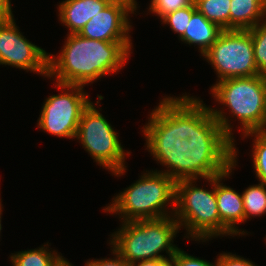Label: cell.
<instances>
[{
  "label": "cell",
  "mask_w": 266,
  "mask_h": 266,
  "mask_svg": "<svg viewBox=\"0 0 266 266\" xmlns=\"http://www.w3.org/2000/svg\"><path fill=\"white\" fill-rule=\"evenodd\" d=\"M109 4H138L137 0H105Z\"/></svg>",
  "instance_id": "27"
},
{
  "label": "cell",
  "mask_w": 266,
  "mask_h": 266,
  "mask_svg": "<svg viewBox=\"0 0 266 266\" xmlns=\"http://www.w3.org/2000/svg\"><path fill=\"white\" fill-rule=\"evenodd\" d=\"M172 258L174 259L175 266H217V260L211 263L208 260L191 256L180 248L177 249Z\"/></svg>",
  "instance_id": "22"
},
{
  "label": "cell",
  "mask_w": 266,
  "mask_h": 266,
  "mask_svg": "<svg viewBox=\"0 0 266 266\" xmlns=\"http://www.w3.org/2000/svg\"><path fill=\"white\" fill-rule=\"evenodd\" d=\"M161 266H175L174 259L172 257L167 259Z\"/></svg>",
  "instance_id": "29"
},
{
  "label": "cell",
  "mask_w": 266,
  "mask_h": 266,
  "mask_svg": "<svg viewBox=\"0 0 266 266\" xmlns=\"http://www.w3.org/2000/svg\"><path fill=\"white\" fill-rule=\"evenodd\" d=\"M199 179L206 180L211 188L198 187ZM174 216L180 229H186L184 237L191 241L207 243L221 237L216 199V153L199 152L179 172L175 183Z\"/></svg>",
  "instance_id": "3"
},
{
  "label": "cell",
  "mask_w": 266,
  "mask_h": 266,
  "mask_svg": "<svg viewBox=\"0 0 266 266\" xmlns=\"http://www.w3.org/2000/svg\"><path fill=\"white\" fill-rule=\"evenodd\" d=\"M222 31L223 29L207 20L202 13L196 10L192 14L184 34L178 39L189 46L197 45L201 56H203Z\"/></svg>",
  "instance_id": "13"
},
{
  "label": "cell",
  "mask_w": 266,
  "mask_h": 266,
  "mask_svg": "<svg viewBox=\"0 0 266 266\" xmlns=\"http://www.w3.org/2000/svg\"><path fill=\"white\" fill-rule=\"evenodd\" d=\"M175 216L121 222L111 233L109 245L128 263L152 259H169L179 248L174 238L180 232ZM168 255H162L165 252Z\"/></svg>",
  "instance_id": "5"
},
{
  "label": "cell",
  "mask_w": 266,
  "mask_h": 266,
  "mask_svg": "<svg viewBox=\"0 0 266 266\" xmlns=\"http://www.w3.org/2000/svg\"><path fill=\"white\" fill-rule=\"evenodd\" d=\"M217 266H257L248 258L241 257L236 254L223 252L216 256Z\"/></svg>",
  "instance_id": "23"
},
{
  "label": "cell",
  "mask_w": 266,
  "mask_h": 266,
  "mask_svg": "<svg viewBox=\"0 0 266 266\" xmlns=\"http://www.w3.org/2000/svg\"><path fill=\"white\" fill-rule=\"evenodd\" d=\"M231 0H193L203 16L223 30H229Z\"/></svg>",
  "instance_id": "16"
},
{
  "label": "cell",
  "mask_w": 266,
  "mask_h": 266,
  "mask_svg": "<svg viewBox=\"0 0 266 266\" xmlns=\"http://www.w3.org/2000/svg\"><path fill=\"white\" fill-rule=\"evenodd\" d=\"M138 7L140 8L138 4H108L78 34L105 42H132L130 14H134Z\"/></svg>",
  "instance_id": "11"
},
{
  "label": "cell",
  "mask_w": 266,
  "mask_h": 266,
  "mask_svg": "<svg viewBox=\"0 0 266 266\" xmlns=\"http://www.w3.org/2000/svg\"><path fill=\"white\" fill-rule=\"evenodd\" d=\"M209 89L214 100L227 107L230 117L223 106L208 107L186 92L179 97L164 96L165 117L199 152L224 153L236 142L229 118L240 121L242 135L260 130L266 114V75L229 78Z\"/></svg>",
  "instance_id": "1"
},
{
  "label": "cell",
  "mask_w": 266,
  "mask_h": 266,
  "mask_svg": "<svg viewBox=\"0 0 266 266\" xmlns=\"http://www.w3.org/2000/svg\"><path fill=\"white\" fill-rule=\"evenodd\" d=\"M108 4L105 0H62L57 4V16L61 24L68 28V34L79 33Z\"/></svg>",
  "instance_id": "12"
},
{
  "label": "cell",
  "mask_w": 266,
  "mask_h": 266,
  "mask_svg": "<svg viewBox=\"0 0 266 266\" xmlns=\"http://www.w3.org/2000/svg\"><path fill=\"white\" fill-rule=\"evenodd\" d=\"M259 131L266 135V114H265L264 122H263V124H262V126H261Z\"/></svg>",
  "instance_id": "31"
},
{
  "label": "cell",
  "mask_w": 266,
  "mask_h": 266,
  "mask_svg": "<svg viewBox=\"0 0 266 266\" xmlns=\"http://www.w3.org/2000/svg\"><path fill=\"white\" fill-rule=\"evenodd\" d=\"M245 222L266 215V184L250 185L242 192Z\"/></svg>",
  "instance_id": "17"
},
{
  "label": "cell",
  "mask_w": 266,
  "mask_h": 266,
  "mask_svg": "<svg viewBox=\"0 0 266 266\" xmlns=\"http://www.w3.org/2000/svg\"><path fill=\"white\" fill-rule=\"evenodd\" d=\"M55 266H74L70 261H68L64 256L56 263Z\"/></svg>",
  "instance_id": "28"
},
{
  "label": "cell",
  "mask_w": 266,
  "mask_h": 266,
  "mask_svg": "<svg viewBox=\"0 0 266 266\" xmlns=\"http://www.w3.org/2000/svg\"><path fill=\"white\" fill-rule=\"evenodd\" d=\"M132 42H105L67 34L61 52L48 53V76L57 83L84 86L119 73L133 53ZM132 50V51H131Z\"/></svg>",
  "instance_id": "4"
},
{
  "label": "cell",
  "mask_w": 266,
  "mask_h": 266,
  "mask_svg": "<svg viewBox=\"0 0 266 266\" xmlns=\"http://www.w3.org/2000/svg\"><path fill=\"white\" fill-rule=\"evenodd\" d=\"M196 10V5L192 3L187 7L178 9L165 15L160 20L162 22L161 24L170 26L169 28L173 31V33L178 34V37L180 38L184 34L188 22L190 21L192 14Z\"/></svg>",
  "instance_id": "20"
},
{
  "label": "cell",
  "mask_w": 266,
  "mask_h": 266,
  "mask_svg": "<svg viewBox=\"0 0 266 266\" xmlns=\"http://www.w3.org/2000/svg\"><path fill=\"white\" fill-rule=\"evenodd\" d=\"M253 137V146L251 156L253 161V170L259 182L266 184V135L260 131H253L243 134L241 138Z\"/></svg>",
  "instance_id": "18"
},
{
  "label": "cell",
  "mask_w": 266,
  "mask_h": 266,
  "mask_svg": "<svg viewBox=\"0 0 266 266\" xmlns=\"http://www.w3.org/2000/svg\"><path fill=\"white\" fill-rule=\"evenodd\" d=\"M112 258L88 259L85 266H131L122 256H120L114 249H110Z\"/></svg>",
  "instance_id": "24"
},
{
  "label": "cell",
  "mask_w": 266,
  "mask_h": 266,
  "mask_svg": "<svg viewBox=\"0 0 266 266\" xmlns=\"http://www.w3.org/2000/svg\"><path fill=\"white\" fill-rule=\"evenodd\" d=\"M167 259L144 260L131 264V266H161Z\"/></svg>",
  "instance_id": "26"
},
{
  "label": "cell",
  "mask_w": 266,
  "mask_h": 266,
  "mask_svg": "<svg viewBox=\"0 0 266 266\" xmlns=\"http://www.w3.org/2000/svg\"><path fill=\"white\" fill-rule=\"evenodd\" d=\"M193 3V0H151L148 13L155 14L161 20L165 15L178 9L187 7Z\"/></svg>",
  "instance_id": "21"
},
{
  "label": "cell",
  "mask_w": 266,
  "mask_h": 266,
  "mask_svg": "<svg viewBox=\"0 0 266 266\" xmlns=\"http://www.w3.org/2000/svg\"><path fill=\"white\" fill-rule=\"evenodd\" d=\"M48 243L35 249L11 253L12 255H9L11 266H55L63 256L55 249L50 250Z\"/></svg>",
  "instance_id": "15"
},
{
  "label": "cell",
  "mask_w": 266,
  "mask_h": 266,
  "mask_svg": "<svg viewBox=\"0 0 266 266\" xmlns=\"http://www.w3.org/2000/svg\"><path fill=\"white\" fill-rule=\"evenodd\" d=\"M1 195V194H0ZM2 199H1V197H0V236H1V230H2V224H1V222H2V210H3V205H2V201H1ZM1 238V237H0Z\"/></svg>",
  "instance_id": "30"
},
{
  "label": "cell",
  "mask_w": 266,
  "mask_h": 266,
  "mask_svg": "<svg viewBox=\"0 0 266 266\" xmlns=\"http://www.w3.org/2000/svg\"><path fill=\"white\" fill-rule=\"evenodd\" d=\"M14 16L0 17V65L48 76V52L26 39Z\"/></svg>",
  "instance_id": "10"
},
{
  "label": "cell",
  "mask_w": 266,
  "mask_h": 266,
  "mask_svg": "<svg viewBox=\"0 0 266 266\" xmlns=\"http://www.w3.org/2000/svg\"><path fill=\"white\" fill-rule=\"evenodd\" d=\"M238 149L233 143L224 153H216V199L221 220V237L247 235L239 224L245 222L242 193L221 181L230 178L238 161ZM232 172V173H231ZM239 228V229H238Z\"/></svg>",
  "instance_id": "9"
},
{
  "label": "cell",
  "mask_w": 266,
  "mask_h": 266,
  "mask_svg": "<svg viewBox=\"0 0 266 266\" xmlns=\"http://www.w3.org/2000/svg\"><path fill=\"white\" fill-rule=\"evenodd\" d=\"M258 72L266 75V20L250 29Z\"/></svg>",
  "instance_id": "19"
},
{
  "label": "cell",
  "mask_w": 266,
  "mask_h": 266,
  "mask_svg": "<svg viewBox=\"0 0 266 266\" xmlns=\"http://www.w3.org/2000/svg\"><path fill=\"white\" fill-rule=\"evenodd\" d=\"M266 20V0H231L229 30H250Z\"/></svg>",
  "instance_id": "14"
},
{
  "label": "cell",
  "mask_w": 266,
  "mask_h": 266,
  "mask_svg": "<svg viewBox=\"0 0 266 266\" xmlns=\"http://www.w3.org/2000/svg\"><path fill=\"white\" fill-rule=\"evenodd\" d=\"M12 3L11 0H0V17H12Z\"/></svg>",
  "instance_id": "25"
},
{
  "label": "cell",
  "mask_w": 266,
  "mask_h": 266,
  "mask_svg": "<svg viewBox=\"0 0 266 266\" xmlns=\"http://www.w3.org/2000/svg\"><path fill=\"white\" fill-rule=\"evenodd\" d=\"M160 100L150 112L142 133L146 141L145 150L167 169L146 170L137 181L118 192L112 202L103 207L105 213L119 215L121 222L173 216L177 176L199 153L195 146L168 125L164 98Z\"/></svg>",
  "instance_id": "2"
},
{
  "label": "cell",
  "mask_w": 266,
  "mask_h": 266,
  "mask_svg": "<svg viewBox=\"0 0 266 266\" xmlns=\"http://www.w3.org/2000/svg\"><path fill=\"white\" fill-rule=\"evenodd\" d=\"M202 57L216 72V82L260 74L250 30H223Z\"/></svg>",
  "instance_id": "8"
},
{
  "label": "cell",
  "mask_w": 266,
  "mask_h": 266,
  "mask_svg": "<svg viewBox=\"0 0 266 266\" xmlns=\"http://www.w3.org/2000/svg\"><path fill=\"white\" fill-rule=\"evenodd\" d=\"M103 98L97 94V102H91L83 111L75 139L98 166L120 177L127 172L125 159L132 152H125L118 132L96 108L101 106L99 102Z\"/></svg>",
  "instance_id": "6"
},
{
  "label": "cell",
  "mask_w": 266,
  "mask_h": 266,
  "mask_svg": "<svg viewBox=\"0 0 266 266\" xmlns=\"http://www.w3.org/2000/svg\"><path fill=\"white\" fill-rule=\"evenodd\" d=\"M60 94L44 99L37 126L58 138L74 139L83 111L92 102L84 86L54 83Z\"/></svg>",
  "instance_id": "7"
}]
</instances>
